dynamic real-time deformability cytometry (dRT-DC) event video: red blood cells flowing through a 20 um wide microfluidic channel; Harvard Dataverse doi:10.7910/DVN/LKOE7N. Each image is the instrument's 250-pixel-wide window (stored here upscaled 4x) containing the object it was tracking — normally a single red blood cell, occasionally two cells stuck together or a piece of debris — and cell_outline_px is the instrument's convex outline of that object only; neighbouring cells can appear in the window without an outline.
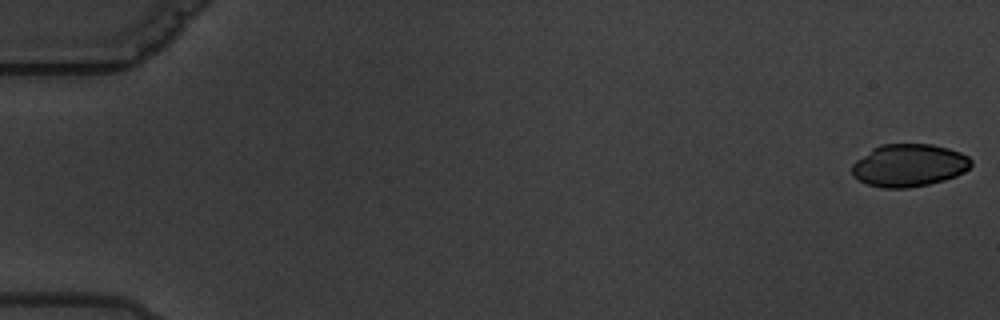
{"species": "common noctule bat (a hibernating species)", "species_latin": "Nyctalus noctula", "temperature_condition": "warm", "stored_images_in_passage": 6, "camera_frame_rate_fps": 3000, "um_per_image_px": 0.085, "animal": {"sex": "male", "body_mass_g": 19.5, "forearm_length_mm": 54.6}, "frame": {"image": 1, "passage_image": 1, "time_ms": 0.0, "image_size_px": [1000, 320], "cell_outline_px": [[972, 164], [964, 172], [956, 176], [944, 180], [928, 184], [908, 188], [880, 188], [868, 184], [852, 176], [852, 164], [856, 160], [872, 148], [880, 144], [932, 144], [948, 148], [960, 152], [968, 156], [972, 160]], "centroid_in_image_um": [77.26, 14.05], "position_along_channel_um": 7.7, "area_um2": 29.71}}